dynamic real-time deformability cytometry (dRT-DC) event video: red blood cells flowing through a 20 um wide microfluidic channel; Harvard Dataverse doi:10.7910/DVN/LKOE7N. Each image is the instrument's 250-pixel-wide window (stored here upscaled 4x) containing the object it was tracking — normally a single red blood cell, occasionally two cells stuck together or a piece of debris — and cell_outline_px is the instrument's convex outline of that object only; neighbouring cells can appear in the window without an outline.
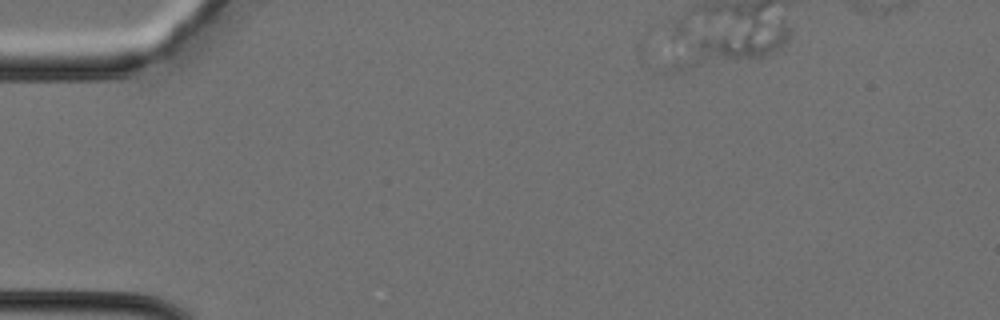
{"species": "Egyptian fruit bat (a non-hibernating species)", "species_latin": "Rousettus aegyptiacus", "temperature_condition": "cold", "stored_images_in_passage": 2, "camera_frame_rate_fps": 3000, "um_per_image_px": 0.085, "animal": {"sex": "female"}, "frame": {"image": 1, "passage_image": 2, "time_ms": 0.333, "image_size_px": [1000, 320], "cell_outline_px": [[792, 32], [788, 40], [776, 52], [764, 56], [680, 72], [664, 72], [668, 68], [704, 36], [780, 20], [792, 28]], "centroid_in_image_um": [62.4, 3.94], "position_along_channel_um": 22.6, "area_um2": 23.87}}